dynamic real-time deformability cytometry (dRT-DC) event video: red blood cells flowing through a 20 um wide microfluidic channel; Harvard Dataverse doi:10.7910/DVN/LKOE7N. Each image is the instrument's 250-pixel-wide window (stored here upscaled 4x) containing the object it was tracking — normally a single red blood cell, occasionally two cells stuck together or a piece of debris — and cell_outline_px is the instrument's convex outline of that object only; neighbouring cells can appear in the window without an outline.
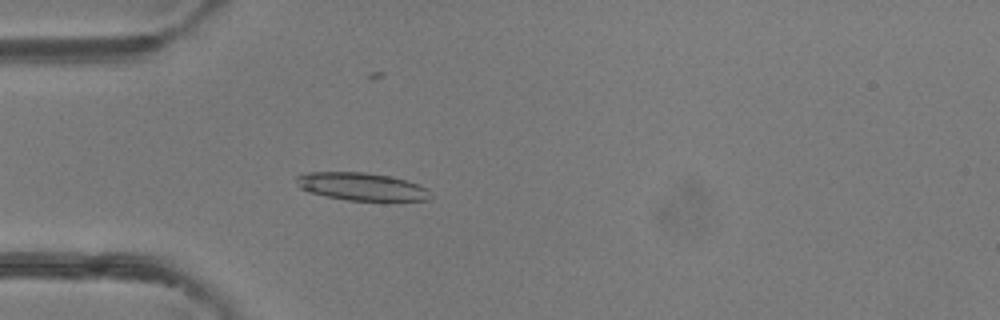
{"species": "common noctule bat (a hibernating species)", "species_latin": "Nyctalus noctula", "temperature_condition": "room temperature", "stored_images_in_passage": 47, "camera_frame_rate_fps": 3000, "um_per_image_px": 0.085, "animal": {"sex": "female"}, "frame": {"image": 1, "passage_image": 11, "time_ms": 3.333, "image_size_px": [1000, 320], "cell_outline_px": [[432, 196], [428, 200], [348, 200], [308, 192], [300, 188], [296, 180], [296, 176], [308, 172], [364, 172], [388, 176], [404, 180], [428, 188]], "centroid_in_image_um": [30.72, 15.85], "position_along_channel_um": 54.3, "area_um2": 21.39}}
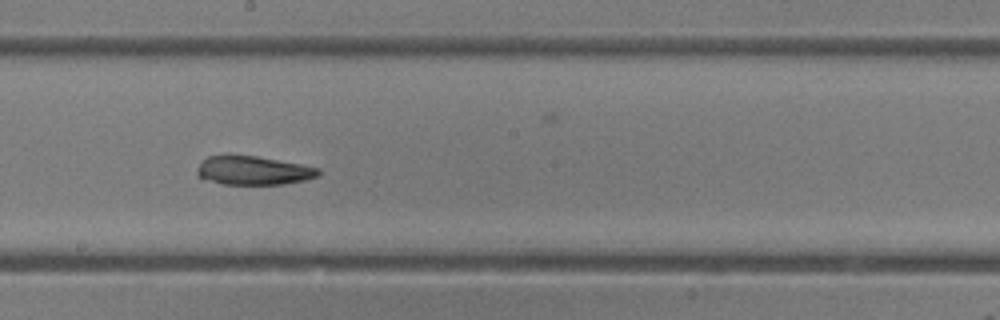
{"frame": {"image": 2, "passage_image": 24, "time_ms": 7.667, "image_size_px": [1000, 320], "cell_outline_px": [[320, 176], [304, 180], [284, 184], [220, 184], [200, 180], [196, 176], [196, 168], [208, 156], [228, 152], [256, 156], [300, 164], [320, 168]], "centroid_in_image_um": [21.43, 14.47], "position_along_channel_um": 226.8, "area_um2": 21.1}}
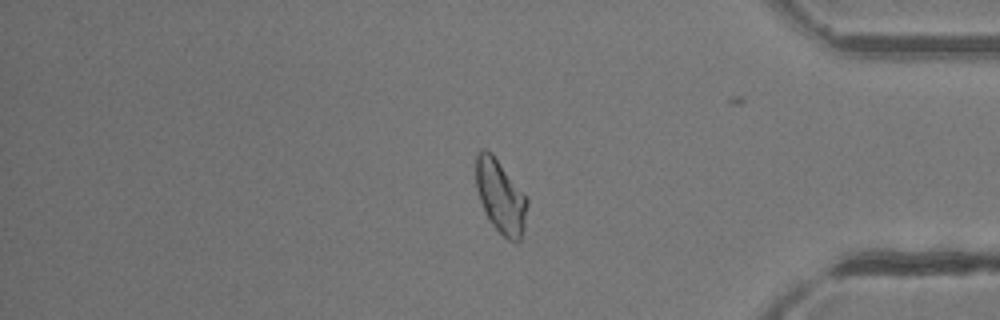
{"frame": {"image": 3, "passage_image": 38, "time_ms": 12.333, "image_size_px": [1000, 320], "cell_outline_px": [[528, 204], [524, 228], [520, 240], [508, 240], [492, 224], [480, 200], [476, 188], [476, 156], [484, 148], [492, 152], [528, 196]], "centroid_in_image_um": [42.57, 16.66], "position_along_channel_um": 392.6, "area_um2": 21.91}, "authors_computed_cell_mechanics": {"area_um2": 21.8484, "velocity_mm_per_s": 4.1259, "shape_relaxation_time_tau1_ms": 6.9344, "shape_relaxation_time_tau2_ms": 4.5803, "deformation_change_tau1": 0.2255, "deformation_change_tau2": 0.163}}